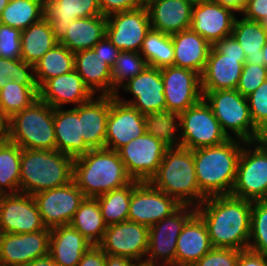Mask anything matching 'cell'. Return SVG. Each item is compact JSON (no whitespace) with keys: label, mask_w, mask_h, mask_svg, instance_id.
Masks as SVG:
<instances>
[{"label":"cell","mask_w":267,"mask_h":266,"mask_svg":"<svg viewBox=\"0 0 267 266\" xmlns=\"http://www.w3.org/2000/svg\"><path fill=\"white\" fill-rule=\"evenodd\" d=\"M161 69L166 100V123L203 99L201 75L190 69L166 66Z\"/></svg>","instance_id":"obj_13"},{"label":"cell","mask_w":267,"mask_h":266,"mask_svg":"<svg viewBox=\"0 0 267 266\" xmlns=\"http://www.w3.org/2000/svg\"><path fill=\"white\" fill-rule=\"evenodd\" d=\"M168 123H155L147 132L117 150L132 180L149 181L157 172L166 150L172 145Z\"/></svg>","instance_id":"obj_6"},{"label":"cell","mask_w":267,"mask_h":266,"mask_svg":"<svg viewBox=\"0 0 267 266\" xmlns=\"http://www.w3.org/2000/svg\"><path fill=\"white\" fill-rule=\"evenodd\" d=\"M50 230L49 256L58 266H77L92 244L71 225Z\"/></svg>","instance_id":"obj_29"},{"label":"cell","mask_w":267,"mask_h":266,"mask_svg":"<svg viewBox=\"0 0 267 266\" xmlns=\"http://www.w3.org/2000/svg\"><path fill=\"white\" fill-rule=\"evenodd\" d=\"M73 180L85 197L96 198L133 180L117 151L91 149L74 160Z\"/></svg>","instance_id":"obj_3"},{"label":"cell","mask_w":267,"mask_h":266,"mask_svg":"<svg viewBox=\"0 0 267 266\" xmlns=\"http://www.w3.org/2000/svg\"><path fill=\"white\" fill-rule=\"evenodd\" d=\"M263 58H264V66L267 69V41L266 44L262 48Z\"/></svg>","instance_id":"obj_60"},{"label":"cell","mask_w":267,"mask_h":266,"mask_svg":"<svg viewBox=\"0 0 267 266\" xmlns=\"http://www.w3.org/2000/svg\"><path fill=\"white\" fill-rule=\"evenodd\" d=\"M141 7H147L153 0H135Z\"/></svg>","instance_id":"obj_61"},{"label":"cell","mask_w":267,"mask_h":266,"mask_svg":"<svg viewBox=\"0 0 267 266\" xmlns=\"http://www.w3.org/2000/svg\"><path fill=\"white\" fill-rule=\"evenodd\" d=\"M54 108L38 98L7 120V139L21 149L56 150Z\"/></svg>","instance_id":"obj_7"},{"label":"cell","mask_w":267,"mask_h":266,"mask_svg":"<svg viewBox=\"0 0 267 266\" xmlns=\"http://www.w3.org/2000/svg\"><path fill=\"white\" fill-rule=\"evenodd\" d=\"M213 47L221 54L232 57H246L244 50L233 37V35L224 37L217 41Z\"/></svg>","instance_id":"obj_51"},{"label":"cell","mask_w":267,"mask_h":266,"mask_svg":"<svg viewBox=\"0 0 267 266\" xmlns=\"http://www.w3.org/2000/svg\"><path fill=\"white\" fill-rule=\"evenodd\" d=\"M246 98L252 121L261 131L267 125V80Z\"/></svg>","instance_id":"obj_46"},{"label":"cell","mask_w":267,"mask_h":266,"mask_svg":"<svg viewBox=\"0 0 267 266\" xmlns=\"http://www.w3.org/2000/svg\"><path fill=\"white\" fill-rule=\"evenodd\" d=\"M233 37L245 52L244 64L264 65L262 48L267 41V31L261 22L235 18L232 30Z\"/></svg>","instance_id":"obj_34"},{"label":"cell","mask_w":267,"mask_h":266,"mask_svg":"<svg viewBox=\"0 0 267 266\" xmlns=\"http://www.w3.org/2000/svg\"><path fill=\"white\" fill-rule=\"evenodd\" d=\"M235 13L216 2L193 5L190 29L213 46L217 41L232 35Z\"/></svg>","instance_id":"obj_21"},{"label":"cell","mask_w":267,"mask_h":266,"mask_svg":"<svg viewBox=\"0 0 267 266\" xmlns=\"http://www.w3.org/2000/svg\"><path fill=\"white\" fill-rule=\"evenodd\" d=\"M154 124L152 119L131 105L122 103L116 96H111L104 148L117 151L131 140L143 135Z\"/></svg>","instance_id":"obj_14"},{"label":"cell","mask_w":267,"mask_h":266,"mask_svg":"<svg viewBox=\"0 0 267 266\" xmlns=\"http://www.w3.org/2000/svg\"><path fill=\"white\" fill-rule=\"evenodd\" d=\"M240 250L212 248L193 266H236Z\"/></svg>","instance_id":"obj_48"},{"label":"cell","mask_w":267,"mask_h":266,"mask_svg":"<svg viewBox=\"0 0 267 266\" xmlns=\"http://www.w3.org/2000/svg\"><path fill=\"white\" fill-rule=\"evenodd\" d=\"M50 228L30 233H0V264L23 266L49 254Z\"/></svg>","instance_id":"obj_20"},{"label":"cell","mask_w":267,"mask_h":266,"mask_svg":"<svg viewBox=\"0 0 267 266\" xmlns=\"http://www.w3.org/2000/svg\"><path fill=\"white\" fill-rule=\"evenodd\" d=\"M180 206L174 197L158 190L149 181L138 182L131 193L127 220L151 227Z\"/></svg>","instance_id":"obj_16"},{"label":"cell","mask_w":267,"mask_h":266,"mask_svg":"<svg viewBox=\"0 0 267 266\" xmlns=\"http://www.w3.org/2000/svg\"><path fill=\"white\" fill-rule=\"evenodd\" d=\"M252 201L230 195L207 197L196 207L213 248L247 250Z\"/></svg>","instance_id":"obj_1"},{"label":"cell","mask_w":267,"mask_h":266,"mask_svg":"<svg viewBox=\"0 0 267 266\" xmlns=\"http://www.w3.org/2000/svg\"><path fill=\"white\" fill-rule=\"evenodd\" d=\"M139 181L106 192L97 198L103 220L107 226L127 221L133 188Z\"/></svg>","instance_id":"obj_39"},{"label":"cell","mask_w":267,"mask_h":266,"mask_svg":"<svg viewBox=\"0 0 267 266\" xmlns=\"http://www.w3.org/2000/svg\"><path fill=\"white\" fill-rule=\"evenodd\" d=\"M21 147L8 139L0 142V195L20 192Z\"/></svg>","instance_id":"obj_37"},{"label":"cell","mask_w":267,"mask_h":266,"mask_svg":"<svg viewBox=\"0 0 267 266\" xmlns=\"http://www.w3.org/2000/svg\"><path fill=\"white\" fill-rule=\"evenodd\" d=\"M44 0H9L2 11L0 23L21 31L43 17Z\"/></svg>","instance_id":"obj_40"},{"label":"cell","mask_w":267,"mask_h":266,"mask_svg":"<svg viewBox=\"0 0 267 266\" xmlns=\"http://www.w3.org/2000/svg\"><path fill=\"white\" fill-rule=\"evenodd\" d=\"M53 124L57 151L74 159L90 151L81 135L79 105L68 110L54 108Z\"/></svg>","instance_id":"obj_28"},{"label":"cell","mask_w":267,"mask_h":266,"mask_svg":"<svg viewBox=\"0 0 267 266\" xmlns=\"http://www.w3.org/2000/svg\"><path fill=\"white\" fill-rule=\"evenodd\" d=\"M264 258H265L266 264H267V254H264Z\"/></svg>","instance_id":"obj_67"},{"label":"cell","mask_w":267,"mask_h":266,"mask_svg":"<svg viewBox=\"0 0 267 266\" xmlns=\"http://www.w3.org/2000/svg\"><path fill=\"white\" fill-rule=\"evenodd\" d=\"M192 8L189 0H153L147 6L151 28L169 35L187 30Z\"/></svg>","instance_id":"obj_27"},{"label":"cell","mask_w":267,"mask_h":266,"mask_svg":"<svg viewBox=\"0 0 267 266\" xmlns=\"http://www.w3.org/2000/svg\"><path fill=\"white\" fill-rule=\"evenodd\" d=\"M57 43L50 23L43 17L21 31V59L34 66Z\"/></svg>","instance_id":"obj_33"},{"label":"cell","mask_w":267,"mask_h":266,"mask_svg":"<svg viewBox=\"0 0 267 266\" xmlns=\"http://www.w3.org/2000/svg\"><path fill=\"white\" fill-rule=\"evenodd\" d=\"M244 144L231 138L217 146L192 150L198 187L206 197L231 194Z\"/></svg>","instance_id":"obj_2"},{"label":"cell","mask_w":267,"mask_h":266,"mask_svg":"<svg viewBox=\"0 0 267 266\" xmlns=\"http://www.w3.org/2000/svg\"><path fill=\"white\" fill-rule=\"evenodd\" d=\"M93 49L101 55L104 61L112 68L120 50L105 35Z\"/></svg>","instance_id":"obj_52"},{"label":"cell","mask_w":267,"mask_h":266,"mask_svg":"<svg viewBox=\"0 0 267 266\" xmlns=\"http://www.w3.org/2000/svg\"><path fill=\"white\" fill-rule=\"evenodd\" d=\"M106 16L78 18L70 23L65 37L59 44L72 53L93 47L106 35Z\"/></svg>","instance_id":"obj_32"},{"label":"cell","mask_w":267,"mask_h":266,"mask_svg":"<svg viewBox=\"0 0 267 266\" xmlns=\"http://www.w3.org/2000/svg\"><path fill=\"white\" fill-rule=\"evenodd\" d=\"M150 29L147 7L107 16L106 36L120 51L140 52Z\"/></svg>","instance_id":"obj_18"},{"label":"cell","mask_w":267,"mask_h":266,"mask_svg":"<svg viewBox=\"0 0 267 266\" xmlns=\"http://www.w3.org/2000/svg\"><path fill=\"white\" fill-rule=\"evenodd\" d=\"M248 249L267 254V200L252 202Z\"/></svg>","instance_id":"obj_43"},{"label":"cell","mask_w":267,"mask_h":266,"mask_svg":"<svg viewBox=\"0 0 267 266\" xmlns=\"http://www.w3.org/2000/svg\"><path fill=\"white\" fill-rule=\"evenodd\" d=\"M265 80H267V69L264 65L244 64L236 90L244 97H248Z\"/></svg>","instance_id":"obj_45"},{"label":"cell","mask_w":267,"mask_h":266,"mask_svg":"<svg viewBox=\"0 0 267 266\" xmlns=\"http://www.w3.org/2000/svg\"><path fill=\"white\" fill-rule=\"evenodd\" d=\"M110 105V95H94L79 105L81 135L90 150L104 148Z\"/></svg>","instance_id":"obj_25"},{"label":"cell","mask_w":267,"mask_h":266,"mask_svg":"<svg viewBox=\"0 0 267 266\" xmlns=\"http://www.w3.org/2000/svg\"><path fill=\"white\" fill-rule=\"evenodd\" d=\"M103 16L116 12L131 11L141 7L135 0H98Z\"/></svg>","instance_id":"obj_49"},{"label":"cell","mask_w":267,"mask_h":266,"mask_svg":"<svg viewBox=\"0 0 267 266\" xmlns=\"http://www.w3.org/2000/svg\"><path fill=\"white\" fill-rule=\"evenodd\" d=\"M43 14L58 43L65 37L74 20L103 16L98 0H44Z\"/></svg>","instance_id":"obj_22"},{"label":"cell","mask_w":267,"mask_h":266,"mask_svg":"<svg viewBox=\"0 0 267 266\" xmlns=\"http://www.w3.org/2000/svg\"><path fill=\"white\" fill-rule=\"evenodd\" d=\"M46 228L70 225L76 210L85 199L73 181L33 195Z\"/></svg>","instance_id":"obj_15"},{"label":"cell","mask_w":267,"mask_h":266,"mask_svg":"<svg viewBox=\"0 0 267 266\" xmlns=\"http://www.w3.org/2000/svg\"><path fill=\"white\" fill-rule=\"evenodd\" d=\"M105 266H143V264L129 258L106 254Z\"/></svg>","instance_id":"obj_55"},{"label":"cell","mask_w":267,"mask_h":266,"mask_svg":"<svg viewBox=\"0 0 267 266\" xmlns=\"http://www.w3.org/2000/svg\"><path fill=\"white\" fill-rule=\"evenodd\" d=\"M213 2L219 3L223 7L230 8L236 13H242L248 0H213Z\"/></svg>","instance_id":"obj_56"},{"label":"cell","mask_w":267,"mask_h":266,"mask_svg":"<svg viewBox=\"0 0 267 266\" xmlns=\"http://www.w3.org/2000/svg\"><path fill=\"white\" fill-rule=\"evenodd\" d=\"M140 54L148 66L163 68L174 63V48L171 35L150 29L143 40Z\"/></svg>","instance_id":"obj_41"},{"label":"cell","mask_w":267,"mask_h":266,"mask_svg":"<svg viewBox=\"0 0 267 266\" xmlns=\"http://www.w3.org/2000/svg\"><path fill=\"white\" fill-rule=\"evenodd\" d=\"M202 92L203 99L210 106L228 138L244 142L259 140L260 130L252 121L246 97L236 89Z\"/></svg>","instance_id":"obj_9"},{"label":"cell","mask_w":267,"mask_h":266,"mask_svg":"<svg viewBox=\"0 0 267 266\" xmlns=\"http://www.w3.org/2000/svg\"><path fill=\"white\" fill-rule=\"evenodd\" d=\"M170 125L173 143L190 150L217 146L230 139L204 99L178 114Z\"/></svg>","instance_id":"obj_8"},{"label":"cell","mask_w":267,"mask_h":266,"mask_svg":"<svg viewBox=\"0 0 267 266\" xmlns=\"http://www.w3.org/2000/svg\"><path fill=\"white\" fill-rule=\"evenodd\" d=\"M45 228L32 195H0V233H30Z\"/></svg>","instance_id":"obj_19"},{"label":"cell","mask_w":267,"mask_h":266,"mask_svg":"<svg viewBox=\"0 0 267 266\" xmlns=\"http://www.w3.org/2000/svg\"><path fill=\"white\" fill-rule=\"evenodd\" d=\"M196 207L181 205L170 216L149 227L148 250L144 266H175L176 242Z\"/></svg>","instance_id":"obj_11"},{"label":"cell","mask_w":267,"mask_h":266,"mask_svg":"<svg viewBox=\"0 0 267 266\" xmlns=\"http://www.w3.org/2000/svg\"><path fill=\"white\" fill-rule=\"evenodd\" d=\"M261 131H267V125Z\"/></svg>","instance_id":"obj_66"},{"label":"cell","mask_w":267,"mask_h":266,"mask_svg":"<svg viewBox=\"0 0 267 266\" xmlns=\"http://www.w3.org/2000/svg\"><path fill=\"white\" fill-rule=\"evenodd\" d=\"M193 5L213 2V0H189Z\"/></svg>","instance_id":"obj_63"},{"label":"cell","mask_w":267,"mask_h":266,"mask_svg":"<svg viewBox=\"0 0 267 266\" xmlns=\"http://www.w3.org/2000/svg\"><path fill=\"white\" fill-rule=\"evenodd\" d=\"M258 141L267 149V131H260Z\"/></svg>","instance_id":"obj_59"},{"label":"cell","mask_w":267,"mask_h":266,"mask_svg":"<svg viewBox=\"0 0 267 266\" xmlns=\"http://www.w3.org/2000/svg\"><path fill=\"white\" fill-rule=\"evenodd\" d=\"M4 83H5V80L0 78V89L3 87Z\"/></svg>","instance_id":"obj_65"},{"label":"cell","mask_w":267,"mask_h":266,"mask_svg":"<svg viewBox=\"0 0 267 266\" xmlns=\"http://www.w3.org/2000/svg\"><path fill=\"white\" fill-rule=\"evenodd\" d=\"M74 160L57 150L21 149L20 193L33 196L73 181Z\"/></svg>","instance_id":"obj_5"},{"label":"cell","mask_w":267,"mask_h":266,"mask_svg":"<svg viewBox=\"0 0 267 266\" xmlns=\"http://www.w3.org/2000/svg\"><path fill=\"white\" fill-rule=\"evenodd\" d=\"M94 94L85 85L81 76L72 70L55 78H50L39 88V98L52 108H63L66 104L81 105Z\"/></svg>","instance_id":"obj_23"},{"label":"cell","mask_w":267,"mask_h":266,"mask_svg":"<svg viewBox=\"0 0 267 266\" xmlns=\"http://www.w3.org/2000/svg\"><path fill=\"white\" fill-rule=\"evenodd\" d=\"M0 56L21 59V30L0 23Z\"/></svg>","instance_id":"obj_47"},{"label":"cell","mask_w":267,"mask_h":266,"mask_svg":"<svg viewBox=\"0 0 267 266\" xmlns=\"http://www.w3.org/2000/svg\"><path fill=\"white\" fill-rule=\"evenodd\" d=\"M174 66L190 69L201 75L205 69L211 44L190 28L171 35Z\"/></svg>","instance_id":"obj_30"},{"label":"cell","mask_w":267,"mask_h":266,"mask_svg":"<svg viewBox=\"0 0 267 266\" xmlns=\"http://www.w3.org/2000/svg\"><path fill=\"white\" fill-rule=\"evenodd\" d=\"M38 98V85H19L13 80H5L0 89V113L8 120L14 114L29 107Z\"/></svg>","instance_id":"obj_38"},{"label":"cell","mask_w":267,"mask_h":266,"mask_svg":"<svg viewBox=\"0 0 267 266\" xmlns=\"http://www.w3.org/2000/svg\"><path fill=\"white\" fill-rule=\"evenodd\" d=\"M241 14L247 20L261 22L267 17V0H248Z\"/></svg>","instance_id":"obj_50"},{"label":"cell","mask_w":267,"mask_h":266,"mask_svg":"<svg viewBox=\"0 0 267 266\" xmlns=\"http://www.w3.org/2000/svg\"><path fill=\"white\" fill-rule=\"evenodd\" d=\"M231 195L252 202L267 200V149L259 141L243 145Z\"/></svg>","instance_id":"obj_10"},{"label":"cell","mask_w":267,"mask_h":266,"mask_svg":"<svg viewBox=\"0 0 267 266\" xmlns=\"http://www.w3.org/2000/svg\"><path fill=\"white\" fill-rule=\"evenodd\" d=\"M212 248L206 224L195 213L178 236L175 266H193Z\"/></svg>","instance_id":"obj_26"},{"label":"cell","mask_w":267,"mask_h":266,"mask_svg":"<svg viewBox=\"0 0 267 266\" xmlns=\"http://www.w3.org/2000/svg\"><path fill=\"white\" fill-rule=\"evenodd\" d=\"M120 89L134 96L132 100H125L117 93L115 96L122 103L131 105L155 123H166V100L160 68L147 66Z\"/></svg>","instance_id":"obj_12"},{"label":"cell","mask_w":267,"mask_h":266,"mask_svg":"<svg viewBox=\"0 0 267 266\" xmlns=\"http://www.w3.org/2000/svg\"><path fill=\"white\" fill-rule=\"evenodd\" d=\"M106 253L98 246L92 245L84 254L77 266H105Z\"/></svg>","instance_id":"obj_53"},{"label":"cell","mask_w":267,"mask_h":266,"mask_svg":"<svg viewBox=\"0 0 267 266\" xmlns=\"http://www.w3.org/2000/svg\"><path fill=\"white\" fill-rule=\"evenodd\" d=\"M74 69L94 95L112 96L111 67L94 49L74 53Z\"/></svg>","instance_id":"obj_31"},{"label":"cell","mask_w":267,"mask_h":266,"mask_svg":"<svg viewBox=\"0 0 267 266\" xmlns=\"http://www.w3.org/2000/svg\"><path fill=\"white\" fill-rule=\"evenodd\" d=\"M149 182L181 205L197 207L207 198L198 187L192 150L174 143Z\"/></svg>","instance_id":"obj_4"},{"label":"cell","mask_w":267,"mask_h":266,"mask_svg":"<svg viewBox=\"0 0 267 266\" xmlns=\"http://www.w3.org/2000/svg\"><path fill=\"white\" fill-rule=\"evenodd\" d=\"M245 58L223 55L211 46L205 69L201 74L202 91L236 89Z\"/></svg>","instance_id":"obj_24"},{"label":"cell","mask_w":267,"mask_h":266,"mask_svg":"<svg viewBox=\"0 0 267 266\" xmlns=\"http://www.w3.org/2000/svg\"><path fill=\"white\" fill-rule=\"evenodd\" d=\"M147 66L148 64L140 52L120 51L111 68L112 96H115L125 83L136 77Z\"/></svg>","instance_id":"obj_42"},{"label":"cell","mask_w":267,"mask_h":266,"mask_svg":"<svg viewBox=\"0 0 267 266\" xmlns=\"http://www.w3.org/2000/svg\"><path fill=\"white\" fill-rule=\"evenodd\" d=\"M9 0H0V16L4 8L8 5Z\"/></svg>","instance_id":"obj_62"},{"label":"cell","mask_w":267,"mask_h":266,"mask_svg":"<svg viewBox=\"0 0 267 266\" xmlns=\"http://www.w3.org/2000/svg\"><path fill=\"white\" fill-rule=\"evenodd\" d=\"M236 266H267L263 254L249 249L240 251Z\"/></svg>","instance_id":"obj_54"},{"label":"cell","mask_w":267,"mask_h":266,"mask_svg":"<svg viewBox=\"0 0 267 266\" xmlns=\"http://www.w3.org/2000/svg\"><path fill=\"white\" fill-rule=\"evenodd\" d=\"M0 78L19 85H37L34 66L22 59H7L0 56Z\"/></svg>","instance_id":"obj_44"},{"label":"cell","mask_w":267,"mask_h":266,"mask_svg":"<svg viewBox=\"0 0 267 266\" xmlns=\"http://www.w3.org/2000/svg\"><path fill=\"white\" fill-rule=\"evenodd\" d=\"M7 139V120L0 113V142Z\"/></svg>","instance_id":"obj_58"},{"label":"cell","mask_w":267,"mask_h":266,"mask_svg":"<svg viewBox=\"0 0 267 266\" xmlns=\"http://www.w3.org/2000/svg\"><path fill=\"white\" fill-rule=\"evenodd\" d=\"M23 266H58L54 260L49 256V254L45 257L35 259L30 263Z\"/></svg>","instance_id":"obj_57"},{"label":"cell","mask_w":267,"mask_h":266,"mask_svg":"<svg viewBox=\"0 0 267 266\" xmlns=\"http://www.w3.org/2000/svg\"><path fill=\"white\" fill-rule=\"evenodd\" d=\"M70 225L92 245H98L107 228L97 198L85 197L76 210Z\"/></svg>","instance_id":"obj_35"},{"label":"cell","mask_w":267,"mask_h":266,"mask_svg":"<svg viewBox=\"0 0 267 266\" xmlns=\"http://www.w3.org/2000/svg\"><path fill=\"white\" fill-rule=\"evenodd\" d=\"M261 24L264 27V29L267 31V17L264 18V20L261 21Z\"/></svg>","instance_id":"obj_64"},{"label":"cell","mask_w":267,"mask_h":266,"mask_svg":"<svg viewBox=\"0 0 267 266\" xmlns=\"http://www.w3.org/2000/svg\"><path fill=\"white\" fill-rule=\"evenodd\" d=\"M148 237L149 227L127 220L107 226L98 246L106 254L129 258L144 266Z\"/></svg>","instance_id":"obj_17"},{"label":"cell","mask_w":267,"mask_h":266,"mask_svg":"<svg viewBox=\"0 0 267 266\" xmlns=\"http://www.w3.org/2000/svg\"><path fill=\"white\" fill-rule=\"evenodd\" d=\"M74 70V53L57 43L34 65L35 79L40 88L50 78Z\"/></svg>","instance_id":"obj_36"}]
</instances>
